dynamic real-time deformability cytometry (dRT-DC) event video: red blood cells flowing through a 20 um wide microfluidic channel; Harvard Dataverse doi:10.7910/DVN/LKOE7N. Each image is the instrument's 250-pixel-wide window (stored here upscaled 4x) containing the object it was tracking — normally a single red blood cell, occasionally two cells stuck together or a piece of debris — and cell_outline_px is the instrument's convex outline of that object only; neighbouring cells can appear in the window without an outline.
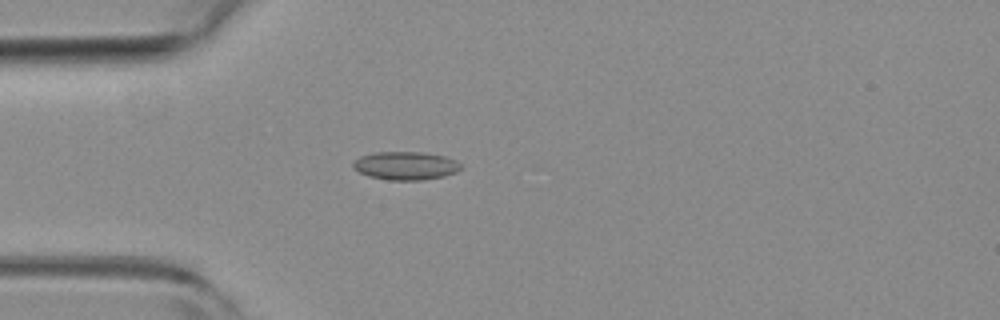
{"species": "common noctule bat (a hibernating species)", "species_latin": "Nyctalus noctula", "temperature_condition": "room temperature", "stored_images_in_passage": 6, "camera_frame_rate_fps": 3000, "um_per_image_px": 0.085, "animal": {"sex": "female", "body_mass_g": 19.3, "forearm_length_mm": 54.1}, "frame": {"image": 1, "passage_image": 4, "time_ms": 1.0, "image_size_px": [1000, 320], "cell_outline_px": [[464, 168], [456, 172], [444, 176], [424, 180], [388, 180], [368, 176], [352, 168], [352, 164], [360, 156], [376, 152], [424, 152], [444, 156], [456, 160]], "centroid_in_image_um": [34.5, 14.09], "position_along_channel_um": 50.5, "area_um2": 17.86}}
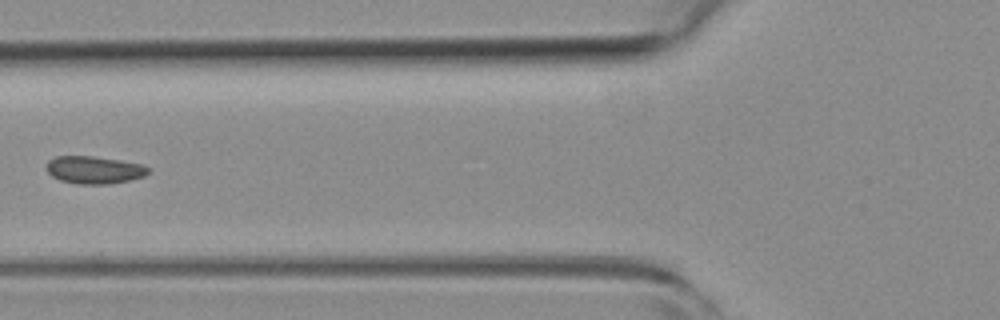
{"frame": {"image": 2, "passage_image": 6, "time_ms": 1.667, "image_size_px": [1000, 320], "cell_outline_px": [[152, 172], [144, 176], [128, 180], [108, 184], [76, 184], [60, 180], [52, 176], [44, 168], [48, 160], [56, 156], [92, 156], [120, 160], [144, 164], [152, 168]], "centroid_in_image_um": [8.03, 14.43], "position_along_channel_um": 117.8, "area_um2": 16.65}}